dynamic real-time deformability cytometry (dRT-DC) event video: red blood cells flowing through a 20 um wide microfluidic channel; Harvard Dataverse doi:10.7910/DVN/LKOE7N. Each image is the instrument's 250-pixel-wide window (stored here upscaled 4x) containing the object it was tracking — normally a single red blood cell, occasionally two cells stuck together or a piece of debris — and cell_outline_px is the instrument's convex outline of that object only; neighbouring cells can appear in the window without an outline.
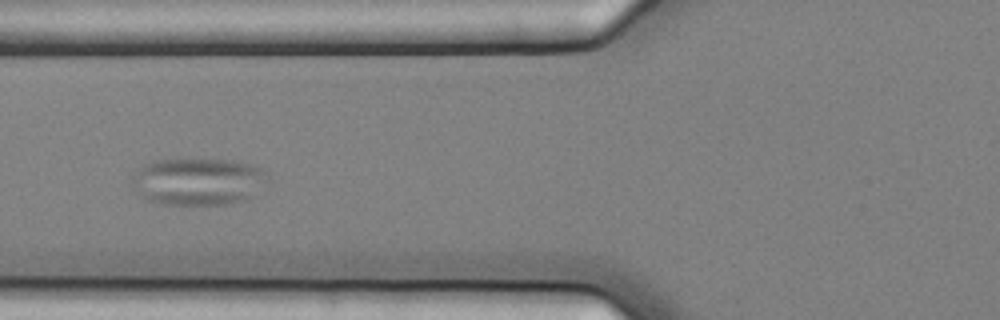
{"species": "common noctule bat (a hibernating species)", "species_latin": "Nyctalus noctula", "temperature_condition": "cold", "stored_images_in_passage": 17, "camera_frame_rate_fps": 3000, "um_per_image_px": 0.085, "animal": {"sex": "female", "body_mass_g": 25.1}, "frame": {"image": 1, "passage_image": 8, "time_ms": 2.333, "image_size_px": [1000, 320], "cell_outline_px": [[268, 176], [252, 196], [248, 200], [228, 204], [164, 204], [148, 200], [140, 196], [132, 184], [132, 176], [144, 164], [156, 160], [224, 160], [248, 164], [260, 168]], "centroid_in_image_um": [16.79, 15.44], "position_along_channel_um": 109.0, "area_um2": 36.7}}
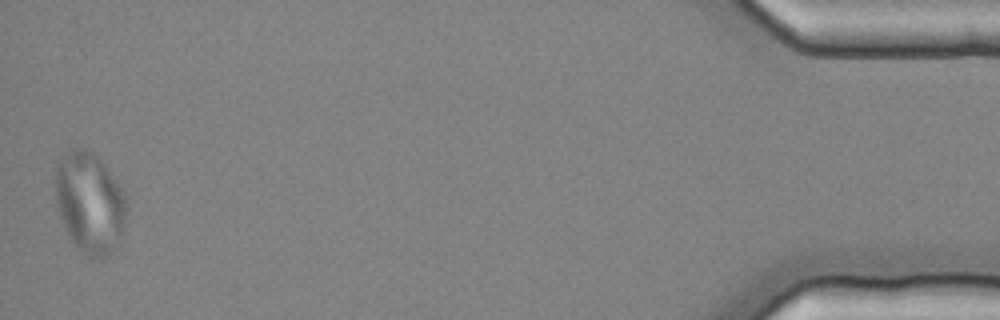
{"frame": {"image": 2, "passage_image": 17, "time_ms": 5.333, "image_size_px": [1000, 320], "cell_outline_px": [[124, 224], [120, 244], [108, 256], [100, 260], [92, 260], [84, 256], [72, 240], [60, 216], [56, 200], [56, 168], [60, 156], [72, 148], [84, 148], [100, 160], [104, 164], [116, 180], [124, 192]], "centroid_in_image_um": [7.63, 17.28], "position_along_channel_um": 427.6, "area_um2": 41.73}}